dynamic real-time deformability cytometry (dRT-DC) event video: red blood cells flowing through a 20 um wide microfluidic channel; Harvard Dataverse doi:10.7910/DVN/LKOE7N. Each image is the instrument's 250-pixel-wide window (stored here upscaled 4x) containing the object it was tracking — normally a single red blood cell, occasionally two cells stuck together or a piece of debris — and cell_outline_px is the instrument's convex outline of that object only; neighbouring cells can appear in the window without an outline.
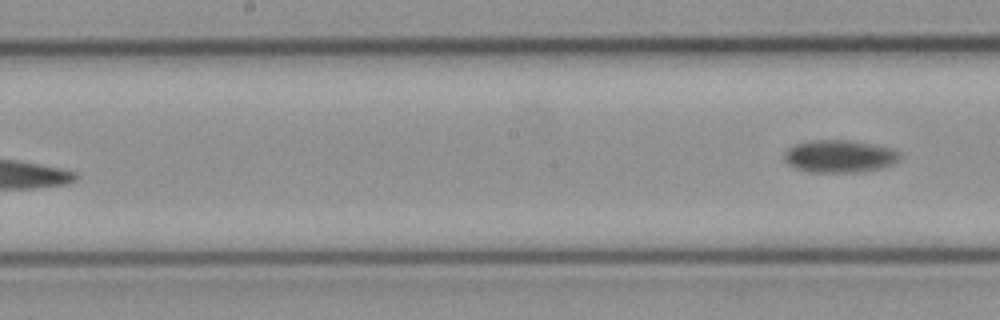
{"species": "common noctule bat (a hibernating species)", "species_latin": "Nyctalus noctula", "temperature_condition": "cold", "stored_images_in_passage": 15, "segment_of_instrument_passage": [2, 2], "camera_frame_rate_fps": 3000, "um_per_image_px": 0.085, "animal": {"sex": "female", "body_mass_g": 21.9}, "frame": {"image": 1, "passage_image": 15, "time_ms": 4.667, "image_size_px": [1000, 320], "cell_outline_px": [[900, 160], [896, 164], [888, 168], [864, 172], [808, 172], [796, 168], [788, 164], [784, 160], [784, 152], [792, 144], [808, 140], [848, 140], [896, 148], [900, 152]], "centroid_in_image_um": [71.42, 13.29], "position_along_channel_um": 176.8, "area_um2": 22.66}}